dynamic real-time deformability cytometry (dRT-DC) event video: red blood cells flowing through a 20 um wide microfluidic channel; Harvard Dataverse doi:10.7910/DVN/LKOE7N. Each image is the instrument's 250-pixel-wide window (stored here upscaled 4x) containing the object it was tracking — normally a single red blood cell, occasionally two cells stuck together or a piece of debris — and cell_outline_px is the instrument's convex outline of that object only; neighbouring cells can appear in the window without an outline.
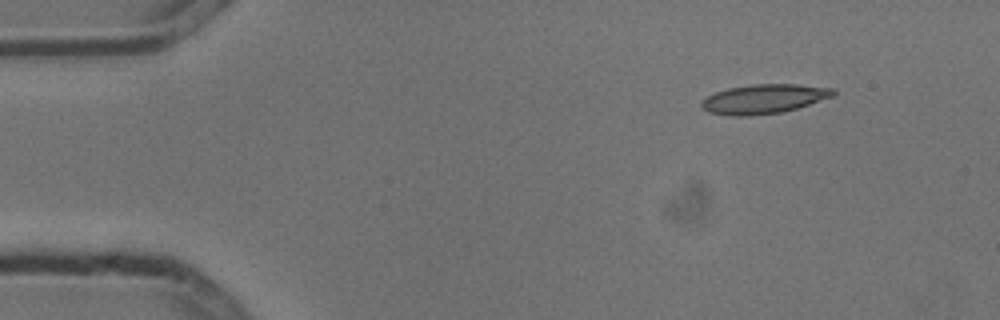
{"species": "common noctule bat (a hibernating species)", "species_latin": "Nyctalus noctula", "temperature_condition": "cold", "stored_images_in_passage": 8, "camera_frame_rate_fps": 3000, "um_per_image_px": 0.085, "animal": {"sex": "male", "body_mass_g": 13.3}, "frame": {"image": 1, "passage_image": 2, "time_ms": 0.333, "image_size_px": [1000, 320], "cell_outline_px": [[836, 96], [784, 112], [748, 116], [732, 116], [708, 112], [700, 108], [700, 100], [716, 92], [728, 88], [752, 84], [796, 84], [832, 88], [836, 92]], "centroid_in_image_um": [64.92, 8.41], "position_along_channel_um": 20.1, "area_um2": 22.77}}
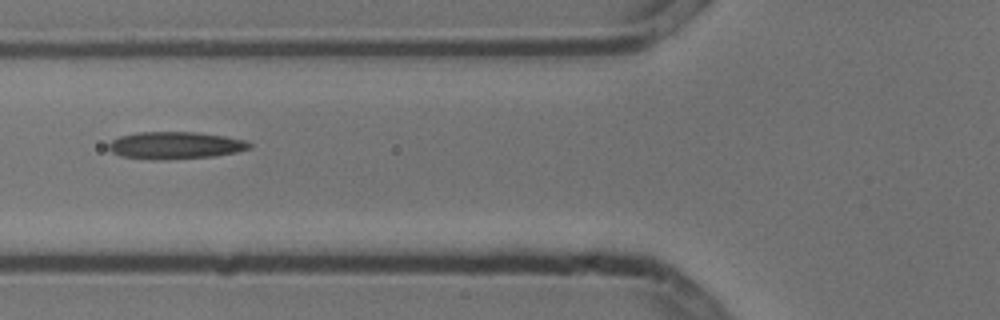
{"frame": {"image": 2, "passage_image": 5, "time_ms": 1.333, "image_size_px": [1000, 320], "cell_outline_px": [[252, 148], [236, 152], [216, 156], [160, 160], [152, 160], [120, 156], [112, 152], [108, 148], [108, 144], [112, 140], [120, 136], [136, 132], [196, 132], [224, 136], [248, 140], [252, 144]], "centroid_in_image_um": [14.91, 12.36], "position_along_channel_um": 110.9, "area_um2": 22.6}}
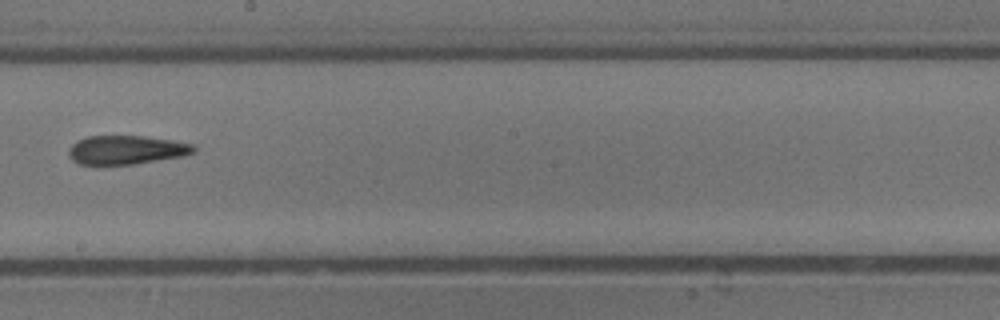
{"frame": {"image": 3, "passage_image": 8, "time_ms": 2.333, "image_size_px": [1000, 320], "cell_outline_px": [[196, 152], [184, 156], [136, 164], [96, 168], [76, 164], [68, 156], [68, 148], [76, 140], [88, 136], [144, 136], [172, 140], [196, 144]], "centroid_in_image_um": [10.67, 12.79], "position_along_channel_um": 237.5, "area_um2": 22.2}}